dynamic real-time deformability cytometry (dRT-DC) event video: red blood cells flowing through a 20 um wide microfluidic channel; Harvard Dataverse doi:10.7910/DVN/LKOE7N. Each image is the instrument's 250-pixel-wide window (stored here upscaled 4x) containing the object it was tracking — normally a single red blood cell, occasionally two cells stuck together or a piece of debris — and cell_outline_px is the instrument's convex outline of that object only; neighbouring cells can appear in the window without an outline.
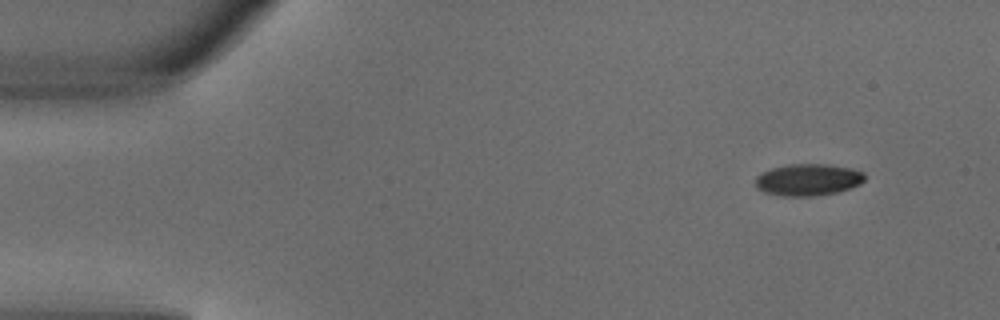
{"species": "common noctule bat (a hibernating species)", "species_latin": "Nyctalus noctula", "temperature_condition": "warm", "stored_images_in_passage": 4, "camera_frame_rate_fps": 3000, "um_per_image_px": 0.085, "animal": {"sex": "male", "body_mass_g": 18.8}, "frame": {"image": 1, "passage_image": 1, "time_ms": 0.0, "image_size_px": [1000, 320], "cell_outline_px": [[864, 180], [860, 184], [840, 192], [812, 196], [780, 196], [764, 192], [756, 188], [756, 176], [760, 172], [772, 168], [788, 164], [828, 164], [852, 168], [864, 172]], "centroid_in_image_um": [68.68, 15.28], "position_along_channel_um": 16.3, "area_um2": 20.52}}